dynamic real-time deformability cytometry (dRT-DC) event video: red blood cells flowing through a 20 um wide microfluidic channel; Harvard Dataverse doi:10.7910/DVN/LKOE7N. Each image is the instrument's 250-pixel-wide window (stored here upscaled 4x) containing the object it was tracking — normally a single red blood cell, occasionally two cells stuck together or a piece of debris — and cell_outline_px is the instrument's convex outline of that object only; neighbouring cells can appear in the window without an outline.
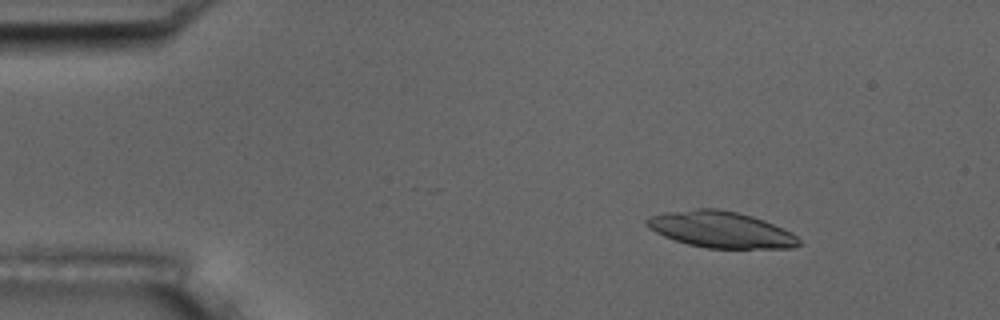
{"species": "common noctule bat (a hibernating species)", "species_latin": "Nyctalus noctula", "temperature_condition": "room temperature", "stored_images_in_passage": 6, "camera_frame_rate_fps": 3000, "um_per_image_px": 0.085, "animal": {"sex": "male", "body_mass_g": 17.5, "forearm_length_mm": 52.3}, "frame": {"image": 1, "passage_image": 2, "time_ms": 1.333, "image_size_px": [1000, 320], "cell_outline_px": [[800, 244], [792, 248], [708, 248], [688, 244], [664, 236], [648, 228], [644, 220], [648, 216], [664, 212], [696, 208], [720, 208], [740, 212], [764, 220], [792, 232], [800, 240]], "centroid_in_image_um": [61.25, 19.49], "position_along_channel_um": 23.7, "area_um2": 32.37}}